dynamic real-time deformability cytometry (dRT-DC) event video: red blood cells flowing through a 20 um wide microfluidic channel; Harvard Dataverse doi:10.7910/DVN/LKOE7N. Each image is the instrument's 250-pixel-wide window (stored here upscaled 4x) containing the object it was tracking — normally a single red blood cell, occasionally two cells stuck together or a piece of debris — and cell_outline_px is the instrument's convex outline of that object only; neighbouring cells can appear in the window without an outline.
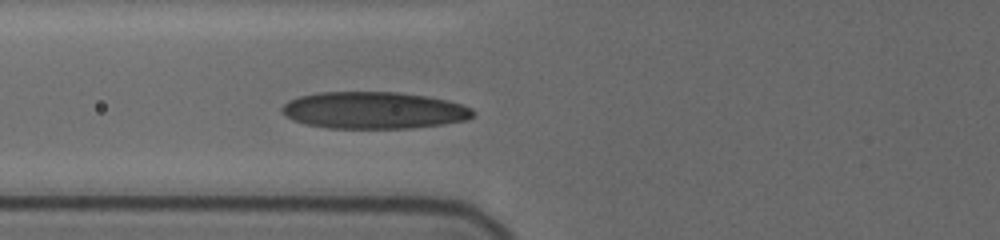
{"species": "human", "species_latin": "Homo sapiens", "temperature_condition": "cold", "stored_images_in_passage": 4, "camera_frame_rate_fps": 3000, "um_per_image_px": 0.085, "donor": {"sex": "female"}, "frame": {"image": 1, "passage_image": 4, "time_ms": 2.667, "image_size_px": [1000, 240], "cell_outline_px": [[476, 116], [468, 120], [444, 124], [412, 128], [328, 128], [304, 124], [292, 120], [284, 116], [280, 112], [280, 108], [288, 100], [300, 96], [320, 92], [396, 92], [424, 96], [448, 100], [472, 108], [476, 112]], "centroid_in_image_um": [31.77, 9.38], "position_along_channel_um": 94.0, "area_um2": 41.5}}